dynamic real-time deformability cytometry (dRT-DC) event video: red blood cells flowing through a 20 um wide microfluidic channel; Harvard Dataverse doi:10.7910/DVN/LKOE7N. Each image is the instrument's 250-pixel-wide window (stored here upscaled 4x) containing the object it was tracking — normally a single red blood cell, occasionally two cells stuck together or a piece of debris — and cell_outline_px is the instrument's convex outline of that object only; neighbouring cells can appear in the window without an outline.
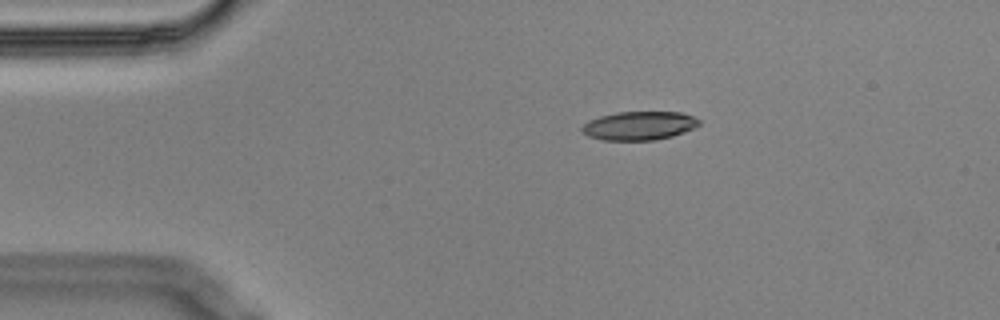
{"species": "Egyptian fruit bat (a non-hibernating species)", "species_latin": "Rousettus aegyptiacus", "temperature_condition": "cold", "stored_images_in_passage": 8, "camera_frame_rate_fps": 3000, "um_per_image_px": 0.085, "animal": {"sex": "male"}, "frame": {"image": 1, "passage_image": 1, "time_ms": 0.0, "image_size_px": [1000, 320], "cell_outline_px": [[700, 124], [684, 132], [672, 136], [656, 140], [604, 140], [588, 136], [580, 128], [588, 120], [600, 116], [616, 112], [680, 112], [692, 116], [700, 120]], "centroid_in_image_um": [54.32, 10.68], "position_along_channel_um": 30.7, "area_um2": 19.48}}
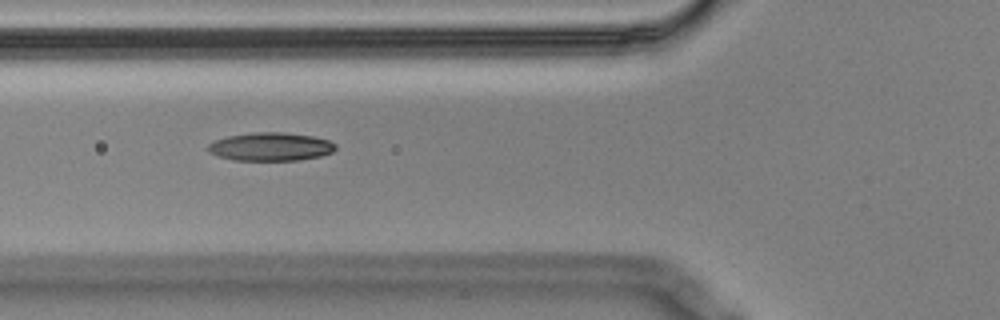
{"frame": {"image": 2, "passage_image": 4, "time_ms": 1.0, "image_size_px": [1000, 320], "cell_outline_px": [[336, 148], [332, 152], [320, 156], [296, 160], [232, 160], [208, 152], [208, 144], [216, 140], [228, 136], [256, 132], [284, 132], [312, 136], [328, 140], [336, 144]], "centroid_in_image_um": [23.01, 12.46], "position_along_channel_um": 102.8, "area_um2": 20.87}}
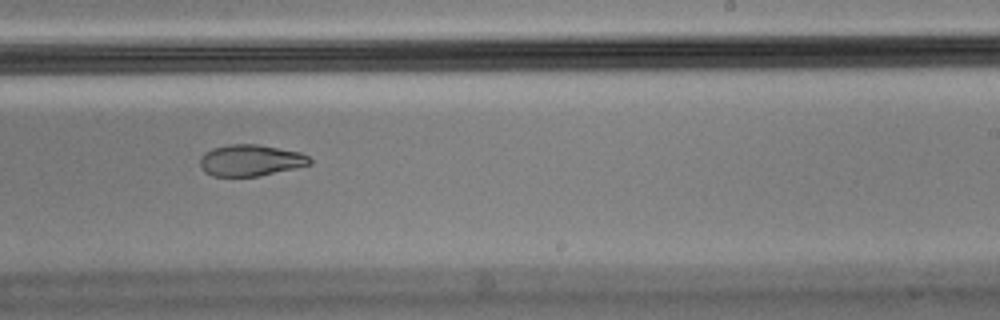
{"frame": {"image": 3, "passage_image": 8, "time_ms": 2.333, "image_size_px": [1000, 320], "cell_outline_px": [[312, 164], [296, 168], [260, 176], [212, 176], [204, 172], [200, 168], [200, 156], [204, 152], [212, 148], [228, 144], [256, 144], [300, 152], [308, 156], [312, 160]], "centroid_in_image_um": [21.27, 13.63], "position_along_channel_um": 267.7, "area_um2": 20.29}}